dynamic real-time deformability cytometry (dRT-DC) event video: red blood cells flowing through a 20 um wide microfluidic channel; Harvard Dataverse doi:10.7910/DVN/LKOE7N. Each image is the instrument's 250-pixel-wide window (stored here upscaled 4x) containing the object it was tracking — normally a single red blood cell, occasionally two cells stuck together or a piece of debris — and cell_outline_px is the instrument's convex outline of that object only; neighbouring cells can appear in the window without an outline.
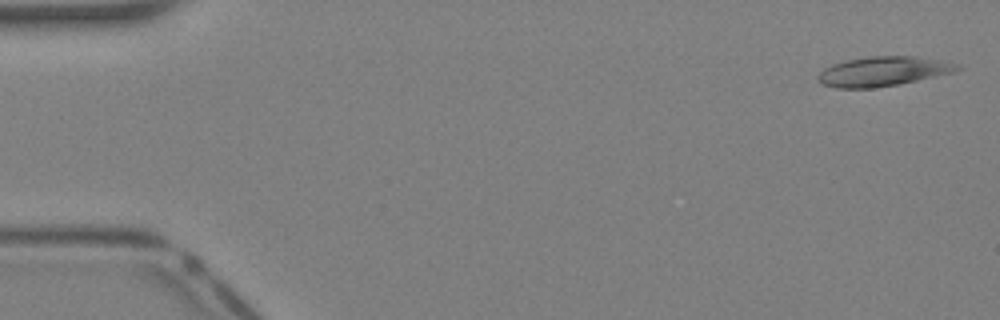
{"species": "Egyptian fruit bat (a non-hibernating species)", "species_latin": "Rousettus aegyptiacus", "temperature_condition": "warm", "stored_images_in_passage": 39, "camera_frame_rate_fps": 3000, "um_per_image_px": 0.085, "animal": {"sex": "female"}, "frame": {"image": 1, "passage_image": 1, "time_ms": 0.0, "image_size_px": [1000, 320], "cell_outline_px": [[964, 68], [952, 72], [900, 84], [872, 88], [836, 88], [824, 84], [816, 80], [816, 76], [824, 68], [832, 64], [848, 60], [868, 56], [916, 56], [940, 60], [960, 64]], "centroid_in_image_um": [75.05, 6.06], "position_along_channel_um": 9.9, "area_um2": 23.99}}
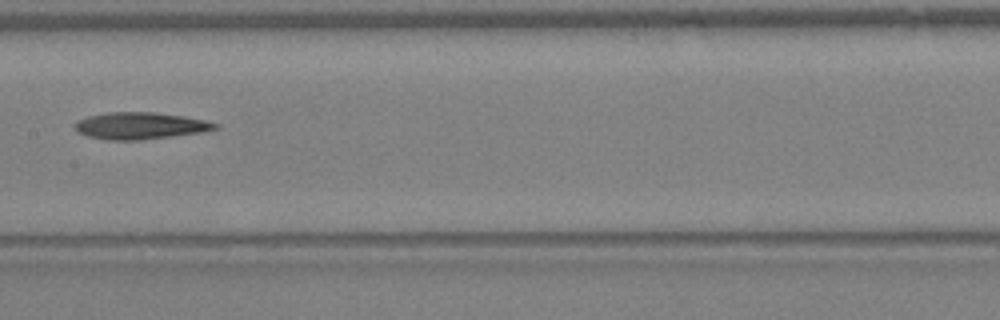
{"frame": {"image": 2, "passage_image": 20, "time_ms": 6.333, "image_size_px": [1000, 320], "cell_outline_px": [[220, 128], [204, 132], [140, 140], [108, 140], [88, 136], [72, 128], [72, 124], [88, 116], [108, 112], [156, 112], [184, 116], [204, 120], [220, 124]], "centroid_in_image_um": [11.94, 10.69], "position_along_channel_um": 195.5, "area_um2": 22.08}}
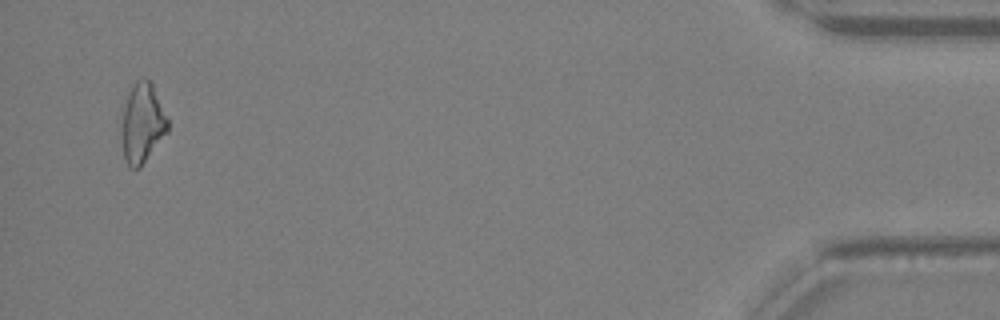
{"frame": {"image": 3, "passage_image": 38, "time_ms": 12.333, "image_size_px": [1000, 320], "cell_outline_px": [[168, 132], [140, 168], [128, 168], [124, 160], [120, 140], [120, 124], [128, 92], [132, 84], [136, 80], [148, 80], [152, 84], [168, 120]], "centroid_in_image_um": [12.05, 10.54], "position_along_channel_um": 423.2, "area_um2": 21.73}}